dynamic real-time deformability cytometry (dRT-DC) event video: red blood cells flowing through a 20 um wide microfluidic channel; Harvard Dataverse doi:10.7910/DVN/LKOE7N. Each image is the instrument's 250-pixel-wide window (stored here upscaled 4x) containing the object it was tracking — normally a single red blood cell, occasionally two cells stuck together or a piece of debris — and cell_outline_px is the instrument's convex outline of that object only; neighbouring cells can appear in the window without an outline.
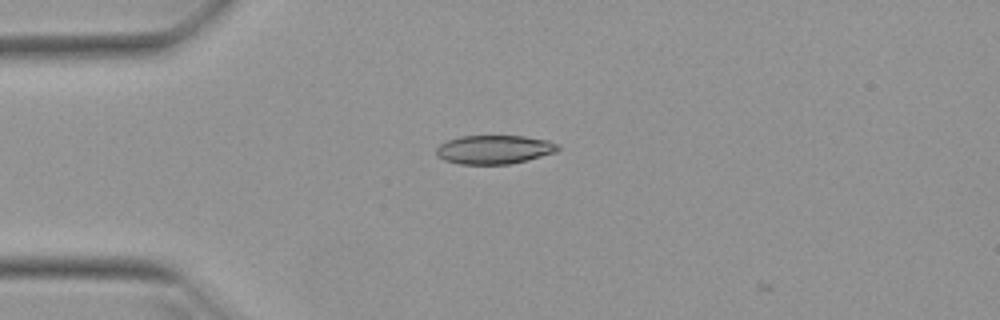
{"species": "Egyptian fruit bat (a non-hibernating species)", "species_latin": "Rousettus aegyptiacus", "temperature_condition": "warm", "stored_images_in_passage": 3, "camera_frame_rate_fps": 3000, "um_per_image_px": 0.085, "animal": {"sex": "female"}, "frame": {"image": 1, "passage_image": 1, "time_ms": 0.0, "image_size_px": [1000, 320], "cell_outline_px": [[560, 148], [556, 152], [508, 164], [460, 164], [444, 160], [436, 152], [436, 148], [440, 144], [448, 140], [460, 136], [524, 136], [548, 140], [556, 144]], "centroid_in_image_um": [41.99, 12.7], "position_along_channel_um": 43.0, "area_um2": 20.11}}